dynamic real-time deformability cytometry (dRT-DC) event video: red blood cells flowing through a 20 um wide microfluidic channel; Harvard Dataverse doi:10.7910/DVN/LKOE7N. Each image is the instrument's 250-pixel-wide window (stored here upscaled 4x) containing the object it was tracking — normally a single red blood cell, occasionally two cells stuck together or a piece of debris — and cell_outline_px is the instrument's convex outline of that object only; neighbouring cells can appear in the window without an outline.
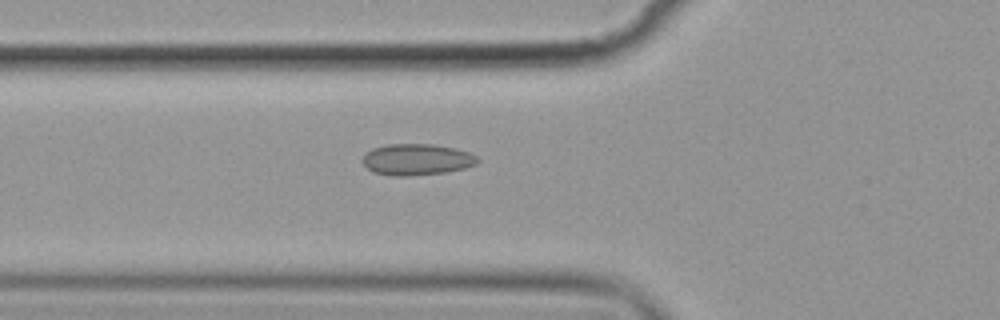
{"species": "common noctule bat (a hibernating species)", "species_latin": "Nyctalus noctula", "temperature_condition": "cold", "stored_images_in_passage": 6, "camera_frame_rate_fps": 3000, "um_per_image_px": 0.085, "animal": {"sex": "female", "body_mass_g": 19.9}, "frame": {"image": 1, "passage_image": 6, "time_ms": 6.0, "image_size_px": [1000, 320], "cell_outline_px": [[480, 160], [476, 164], [464, 168], [444, 172], [408, 176], [392, 176], [372, 172], [360, 160], [364, 152], [372, 148], [388, 144], [436, 144], [456, 148], [468, 152], [476, 156]], "centroid_in_image_um": [35.38, 13.55], "position_along_channel_um": 90.4, "area_um2": 21.21}}